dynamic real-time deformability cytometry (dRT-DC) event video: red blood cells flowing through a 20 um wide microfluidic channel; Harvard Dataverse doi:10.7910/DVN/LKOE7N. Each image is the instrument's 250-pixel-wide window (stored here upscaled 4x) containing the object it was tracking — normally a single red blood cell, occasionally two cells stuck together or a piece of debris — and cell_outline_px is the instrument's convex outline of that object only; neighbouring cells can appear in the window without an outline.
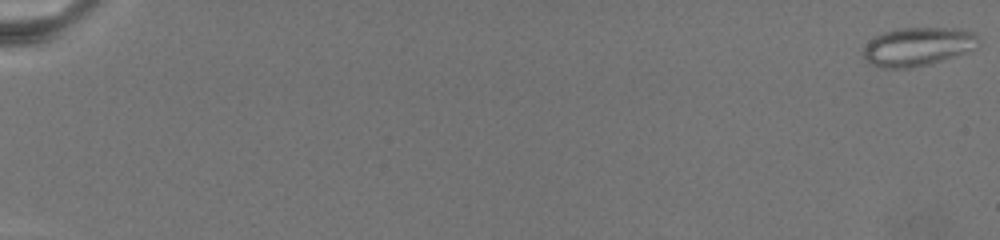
{"species": "common noctule bat (a hibernating species)", "species_latin": "Nyctalus noctula", "temperature_condition": "warm", "stored_images_in_passage": 60, "camera_frame_rate_fps": 3000, "um_per_image_px": 0.085, "animal": {"sex": "female", "body_mass_g": 19.5, "forearm_length_mm": 54.1}, "frame": {"image": 1, "passage_image": 1, "time_ms": 0.0, "image_size_px": [1000, 240], "cell_outline_px": [[976, 48], [928, 64], [912, 68], [880, 68], [868, 64], [864, 56], [864, 48], [876, 36], [884, 32], [900, 28], [960, 28], [976, 32]], "centroid_in_image_um": [77.99, 3.96], "position_along_channel_um": 7.0, "area_um2": 25.55}}
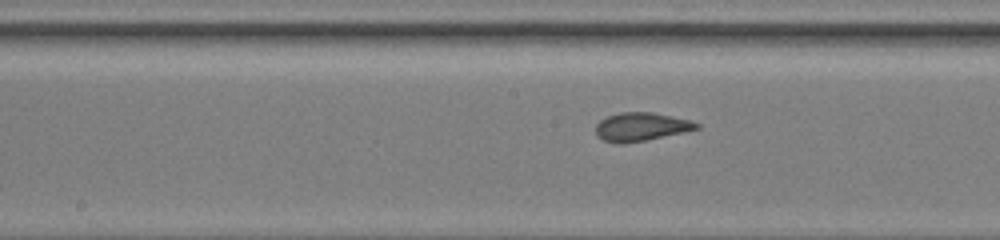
{"frame": {"image": 2, "passage_image": 26, "time_ms": 14.0, "image_size_px": [1000, 240], "cell_outline_px": [[700, 128], [684, 132], [624, 144], [616, 144], [604, 140], [596, 136], [596, 124], [600, 120], [608, 116], [620, 112], [652, 112], [688, 120], [700, 124]], "centroid_in_image_um": [54.45, 10.78], "position_along_channel_um": 193.7, "area_um2": 16.59}}
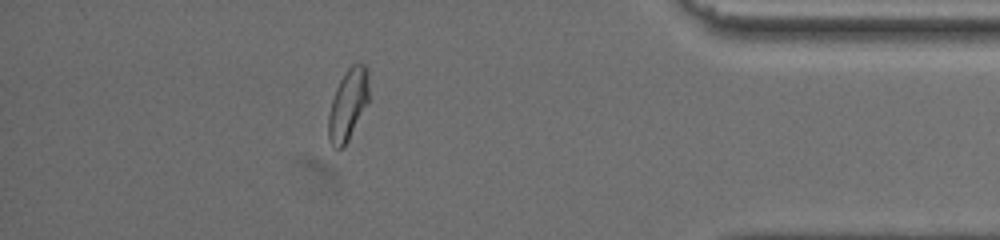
{"frame": {"image": 3, "passage_image": 52, "time_ms": 22.333, "image_size_px": [1000, 240], "cell_outline_px": [[368, 104], [344, 148], [332, 148], [328, 140], [328, 116], [332, 100], [336, 88], [340, 80], [348, 68], [356, 60], [364, 64], [368, 72]], "centroid_in_image_um": [29.58, 8.9], "position_along_channel_um": 405.6, "area_um2": 17.05}}